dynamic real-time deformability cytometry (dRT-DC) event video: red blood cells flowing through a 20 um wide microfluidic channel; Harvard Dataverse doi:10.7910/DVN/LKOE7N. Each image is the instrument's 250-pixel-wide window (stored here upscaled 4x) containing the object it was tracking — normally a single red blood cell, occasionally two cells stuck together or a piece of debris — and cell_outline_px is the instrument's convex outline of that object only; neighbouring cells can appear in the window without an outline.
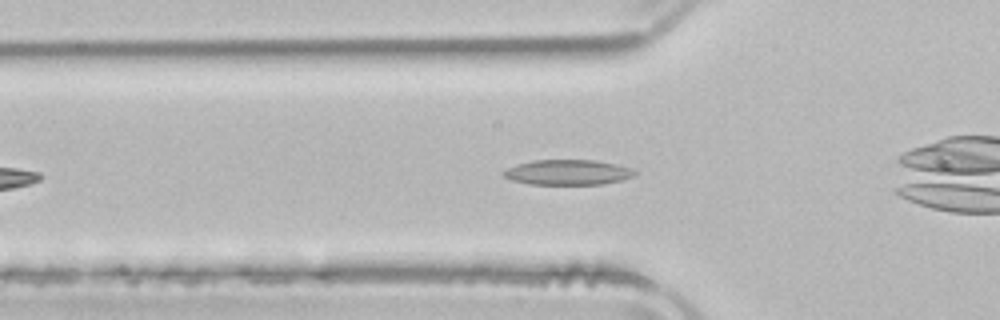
{"species": "common noctule bat (a hibernating species)", "species_latin": "Nyctalus noctula", "temperature_condition": "room temperature", "stored_images_in_passage": 35, "camera_frame_rate_fps": 3000, "um_per_image_px": 0.085, "animal": {"sex": "male", "body_mass_g": 21.5, "forearm_length_mm": 52.0}, "frame": {"image": 1, "passage_image": 6, "time_ms": 1.667, "image_size_px": [1000, 320], "cell_outline_px": [[636, 176], [624, 180], [604, 184], [532, 184], [512, 180], [504, 176], [500, 172], [516, 164], [532, 160], [592, 160], [616, 164], [632, 168], [636, 172]], "centroid_in_image_um": [48.29, 14.64], "position_along_channel_um": 77.5, "area_um2": 19.36}}
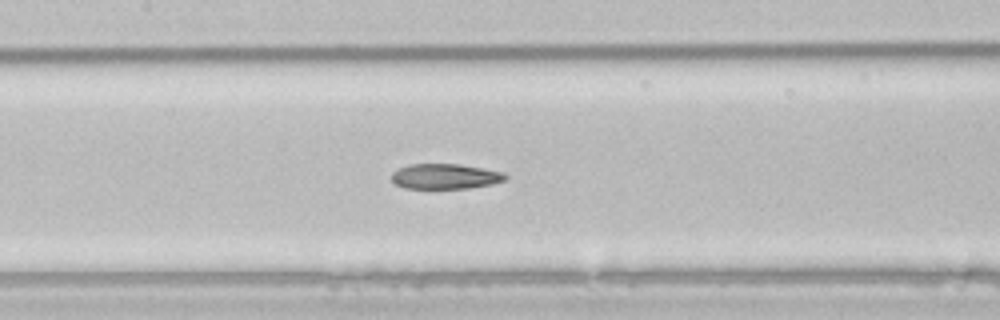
{"frame": {"image": 2, "passage_image": 13, "time_ms": 4.0, "image_size_px": [1000, 320], "cell_outline_px": [[508, 176], [504, 180], [492, 184], [468, 188], [404, 188], [396, 184], [392, 180], [392, 172], [408, 164], [460, 164], [504, 172]], "centroid_in_image_um": [37.84, 14.99], "position_along_channel_um": 169.6, "area_um2": 16.65}}
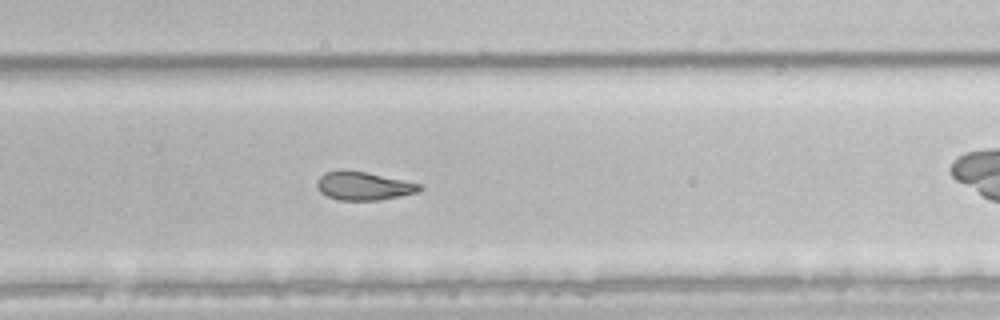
{"frame": {"image": 3, "passage_image": 23, "time_ms": 7.333, "image_size_px": [1000, 320], "cell_outline_px": [[420, 188], [416, 192], [400, 196], [380, 200], [340, 200], [328, 196], [320, 192], [316, 184], [316, 180], [324, 172], [340, 168], [344, 168], [364, 172], [420, 184]], "centroid_in_image_um": [30.79, 15.78], "position_along_channel_um": 299.0, "area_um2": 16.88}, "authors_computed_cell_mechanics": {"area_um2": 17.8602, "velocity_mm_per_s": 3.9081, "shape_relaxation_time_tau1_ms": 6.005, "shape_relaxation_time_tau2_ms": 3.3944, "deformation_change_tau1": 0.1596, "deformation_change_tau2": 0.0981}}